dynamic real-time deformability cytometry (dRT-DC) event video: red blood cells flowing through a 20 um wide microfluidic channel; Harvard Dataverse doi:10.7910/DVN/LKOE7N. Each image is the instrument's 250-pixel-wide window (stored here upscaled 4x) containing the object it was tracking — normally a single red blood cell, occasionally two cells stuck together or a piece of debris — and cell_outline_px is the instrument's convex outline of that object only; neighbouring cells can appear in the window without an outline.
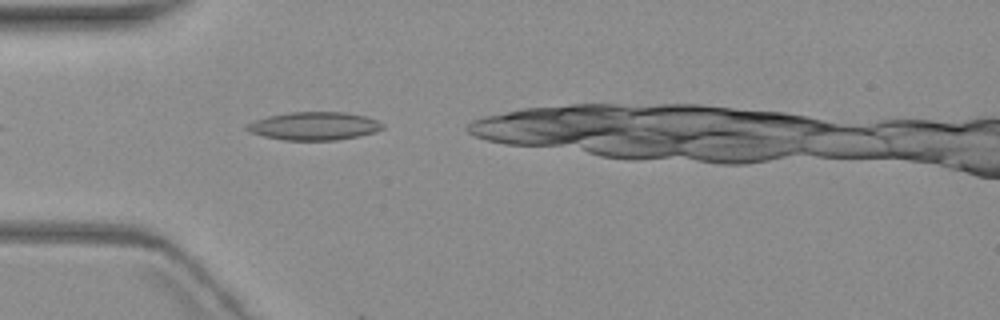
{"species": "common noctule bat (a hibernating species)", "species_latin": "Nyctalus noctula", "temperature_condition": "warm", "stored_images_in_passage": 6, "camera_frame_rate_fps": 3000, "um_per_image_px": 0.085, "animal": {"sex": "female", "body_mass_g": 19.3, "forearm_length_mm": 54.1}, "frame": {"image": 1, "passage_image": 1, "time_ms": 0.0, "image_size_px": [1000, 320], "cell_outline_px": [[384, 128], [376, 132], [336, 140], [284, 140], [264, 136], [248, 132], [244, 128], [248, 124], [256, 120], [268, 116], [292, 112], [344, 112], [364, 116], [376, 120], [384, 124]], "centroid_in_image_um": [26.7, 10.71], "position_along_channel_um": 58.3, "area_um2": 22.08}}